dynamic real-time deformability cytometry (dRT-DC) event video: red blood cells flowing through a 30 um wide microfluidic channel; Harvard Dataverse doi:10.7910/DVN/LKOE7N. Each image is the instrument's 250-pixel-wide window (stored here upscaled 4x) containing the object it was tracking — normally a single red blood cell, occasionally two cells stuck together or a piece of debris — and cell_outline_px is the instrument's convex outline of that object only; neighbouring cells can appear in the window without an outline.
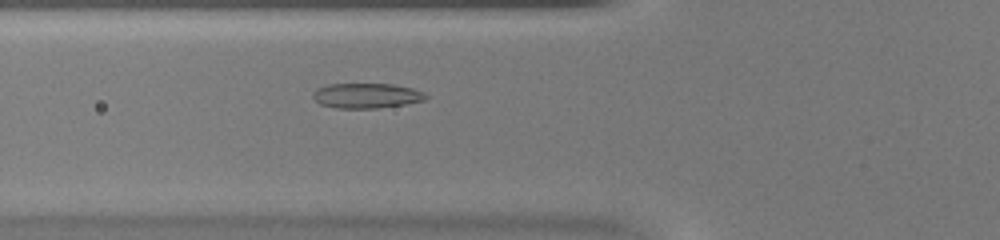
{"species": "common noctule bat (a hibernating species)", "species_latin": "Nyctalus noctula", "temperature_condition": "warm", "stored_images_in_passage": 36, "camera_frame_rate_fps": 3000, "um_per_image_px": 0.085, "animal": {"sex": "female", "body_mass_g": 20.0, "forearm_length_mm": 54.0}, "frame": {"image": 1, "passage_image": 8, "time_ms": 2.333, "image_size_px": [1000, 240], "cell_outline_px": [[428, 96], [424, 100], [404, 104], [376, 108], [336, 108], [320, 104], [312, 96], [312, 92], [316, 88], [328, 84], [392, 84], [412, 88], [424, 92]], "centroid_in_image_um": [31.12, 8.12], "position_along_channel_um": 94.7, "area_um2": 16.42}}
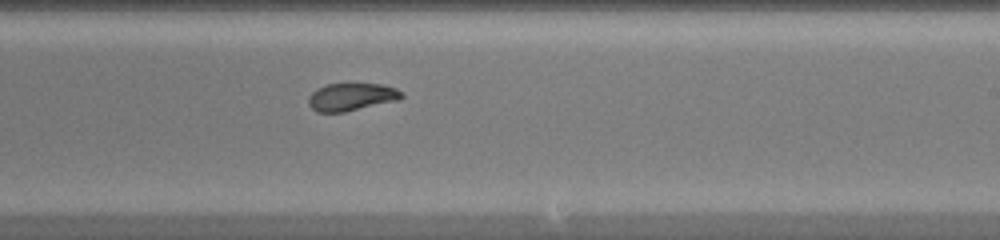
{"frame": {"image": 2, "passage_image": 19, "time_ms": 6.0, "image_size_px": [1000, 240], "cell_outline_px": [[404, 96], [400, 100], [344, 112], [316, 112], [308, 104], [308, 96], [316, 88], [324, 84], [384, 84], [396, 88], [404, 92]], "centroid_in_image_um": [29.89, 8.23], "position_along_channel_um": 259.1, "area_um2": 15.26}}
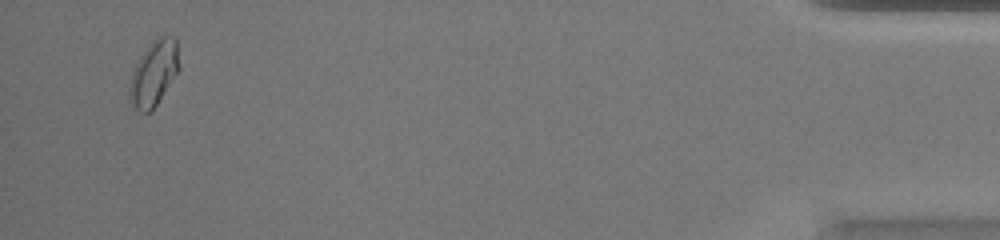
{"frame": {"image": 3, "passage_image": 35, "time_ms": 11.333, "image_size_px": [1000, 240], "cell_outline_px": [[180, 68], [156, 104], [148, 112], [140, 112], [132, 108], [128, 92], [128, 88], [132, 72], [140, 56], [148, 44], [156, 36], [176, 36], [180, 64]], "centroid_in_image_um": [13.07, 6.18], "position_along_channel_um": 422.1, "area_um2": 19.02}}